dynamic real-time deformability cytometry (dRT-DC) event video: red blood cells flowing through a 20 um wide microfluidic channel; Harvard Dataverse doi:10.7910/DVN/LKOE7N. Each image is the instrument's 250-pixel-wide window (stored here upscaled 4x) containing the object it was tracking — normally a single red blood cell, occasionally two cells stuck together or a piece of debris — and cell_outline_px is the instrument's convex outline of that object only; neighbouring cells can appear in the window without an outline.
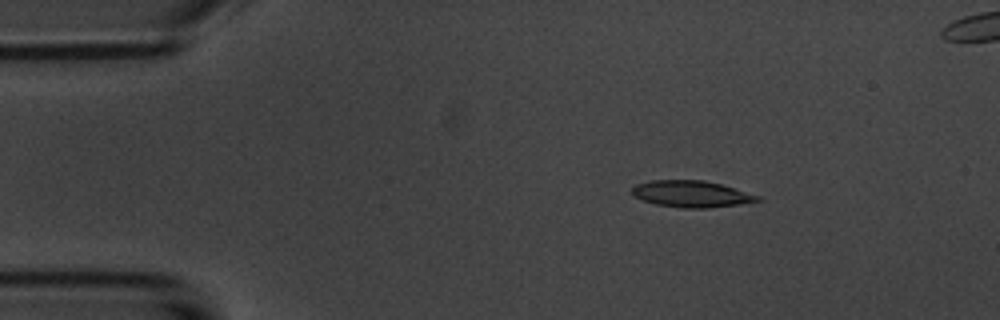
{"species": "common noctule bat (a hibernating species)", "species_latin": "Nyctalus noctula", "temperature_condition": "room temperature", "stored_images_in_passage": 4, "camera_frame_rate_fps": 3000, "um_per_image_px": 0.085, "animal": {"sex": "male", "body_mass_g": 20.1, "forearm_length_mm": 53.5}, "frame": {"image": 1, "passage_image": 2, "time_ms": 1.333, "image_size_px": [1000, 320], "cell_outline_px": [[764, 200], [736, 204], [704, 208], [680, 208], [656, 204], [632, 196], [632, 188], [636, 184], [652, 180], [704, 180], [720, 184], [764, 196]], "centroid_in_image_um": [58.8, 16.48], "position_along_channel_um": 26.2, "area_um2": 19.48}}